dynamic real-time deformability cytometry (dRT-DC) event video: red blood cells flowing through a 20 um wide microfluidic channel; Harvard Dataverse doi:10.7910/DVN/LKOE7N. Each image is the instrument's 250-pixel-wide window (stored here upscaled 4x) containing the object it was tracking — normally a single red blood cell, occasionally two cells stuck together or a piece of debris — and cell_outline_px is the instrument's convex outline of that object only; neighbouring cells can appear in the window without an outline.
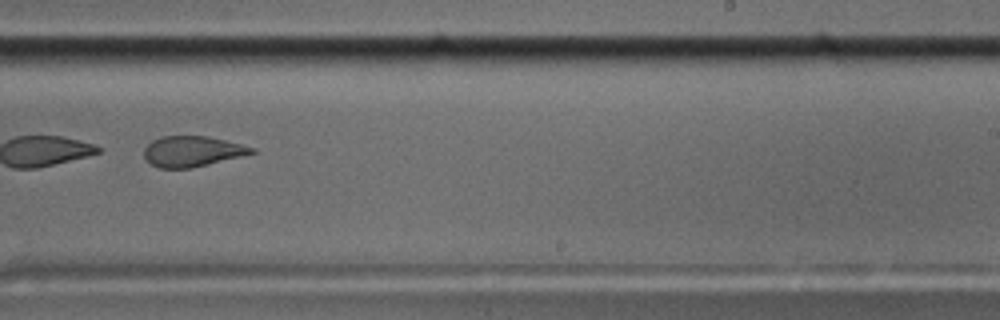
{"species": "common noctule bat (a hibernating species)", "species_latin": "Nyctalus noctula", "temperature_condition": "cold", "stored_images_in_passage": 48, "segment_of_instrument_passage": [2, 2], "camera_frame_rate_fps": 3000, "um_per_image_px": 0.085, "animal": {"sex": "male", "body_mass_g": 17.5, "forearm_length_mm": 52.3}, "frame": {"image": 1, "passage_image": 28, "time_ms": 9.0, "image_size_px": [1000, 320], "cell_outline_px": [[256, 152], [244, 156], [208, 164], [188, 168], [160, 168], [144, 160], [144, 148], [152, 140], [160, 136], [208, 136], [256, 148]], "centroid_in_image_um": [16.33, 12.86], "position_along_channel_um": 272.7, "area_um2": 19.19}}